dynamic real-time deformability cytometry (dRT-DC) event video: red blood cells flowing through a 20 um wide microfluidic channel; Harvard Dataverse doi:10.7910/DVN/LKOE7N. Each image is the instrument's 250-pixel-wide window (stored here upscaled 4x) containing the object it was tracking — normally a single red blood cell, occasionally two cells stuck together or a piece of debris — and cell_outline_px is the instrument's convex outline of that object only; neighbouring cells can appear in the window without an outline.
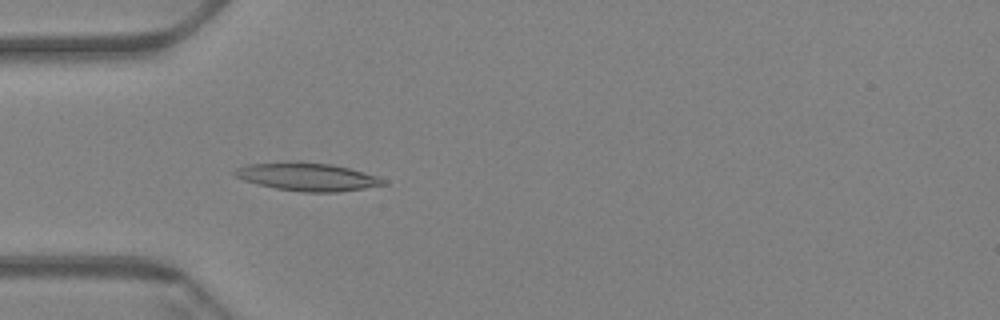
{"species": "Egyptian fruit bat (a non-hibernating species)", "species_latin": "Rousettus aegyptiacus", "temperature_condition": "warm", "stored_images_in_passage": 59, "camera_frame_rate_fps": 3000, "um_per_image_px": 0.085, "animal": {"sex": "female"}, "frame": {"image": 1, "passage_image": 17, "time_ms": 5.333, "image_size_px": [1000, 320], "cell_outline_px": [[388, 184], [340, 192], [304, 192], [276, 188], [256, 184], [244, 180], [236, 176], [232, 172], [236, 168], [248, 164], [332, 164], [348, 168], [376, 176], [388, 180]], "centroid_in_image_um": [26.18, 15.07], "position_along_channel_um": 58.8, "area_um2": 23.29}}
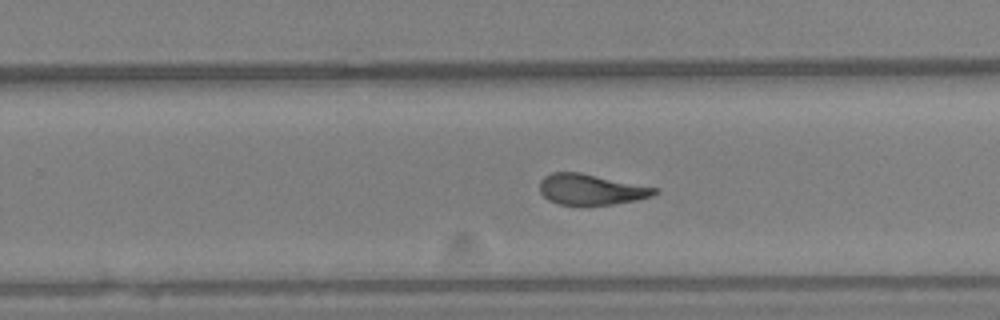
{"frame": {"image": 2, "passage_image": 37, "time_ms": 12.0, "image_size_px": [1000, 320], "cell_outline_px": [[660, 192], [652, 196], [636, 200], [612, 204], [556, 204], [548, 200], [540, 192], [540, 180], [544, 176], [552, 172], [580, 172], [660, 188]], "centroid_in_image_um": [50.26, 16.09], "position_along_channel_um": 279.5, "area_um2": 20.63}}
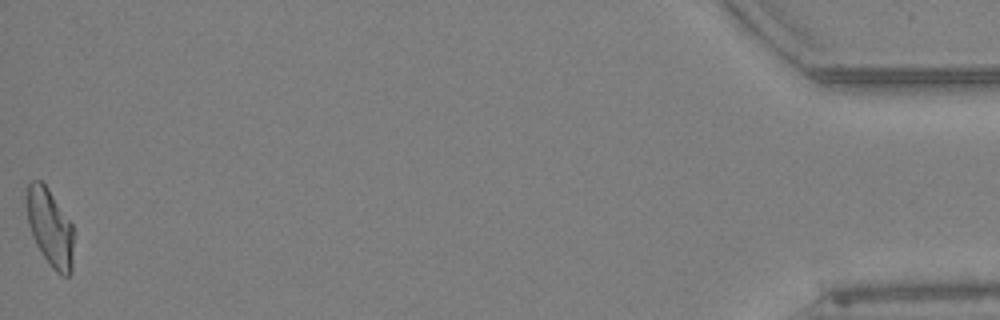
{"frame": {"image": 3, "passage_image": 59, "time_ms": 19.333, "image_size_px": [1000, 320], "cell_outline_px": [[72, 272], [68, 276], [60, 276], [52, 268], [36, 244], [32, 236], [28, 224], [28, 184], [32, 180], [40, 180], [48, 188], [72, 224]], "centroid_in_image_um": [4.26, 19.38], "position_along_channel_um": 430.9, "area_um2": 20.75}, "authors_computed_cell_mechanics": {"area_um2": 21.675, "velocity_mm_per_s": 3.3762, "shape_relaxation_time_tau1_ms": null, "shape_relaxation_time_tau2_ms": 2.6124, "deformation_change_tau1": null, "deformation_change_tau2": 0.1121}}